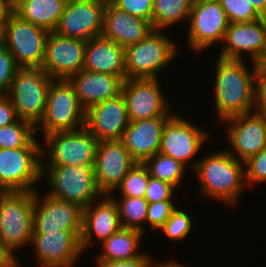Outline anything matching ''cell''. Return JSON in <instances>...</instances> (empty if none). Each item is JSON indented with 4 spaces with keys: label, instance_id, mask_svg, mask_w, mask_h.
I'll return each instance as SVG.
<instances>
[{
    "label": "cell",
    "instance_id": "cell-1",
    "mask_svg": "<svg viewBox=\"0 0 266 267\" xmlns=\"http://www.w3.org/2000/svg\"><path fill=\"white\" fill-rule=\"evenodd\" d=\"M251 64L249 67L245 60L216 58L212 96L217 123L254 111L255 79L260 65Z\"/></svg>",
    "mask_w": 266,
    "mask_h": 267
},
{
    "label": "cell",
    "instance_id": "cell-2",
    "mask_svg": "<svg viewBox=\"0 0 266 267\" xmlns=\"http://www.w3.org/2000/svg\"><path fill=\"white\" fill-rule=\"evenodd\" d=\"M216 149L202 158L198 157L193 171L199 181L198 191L202 198L213 199L233 209L239 205L246 189L244 162L224 148Z\"/></svg>",
    "mask_w": 266,
    "mask_h": 267
},
{
    "label": "cell",
    "instance_id": "cell-3",
    "mask_svg": "<svg viewBox=\"0 0 266 267\" xmlns=\"http://www.w3.org/2000/svg\"><path fill=\"white\" fill-rule=\"evenodd\" d=\"M178 47L176 41L161 30H153L143 40L125 47L126 79L159 78L181 52Z\"/></svg>",
    "mask_w": 266,
    "mask_h": 267
},
{
    "label": "cell",
    "instance_id": "cell-4",
    "mask_svg": "<svg viewBox=\"0 0 266 267\" xmlns=\"http://www.w3.org/2000/svg\"><path fill=\"white\" fill-rule=\"evenodd\" d=\"M93 166L42 165V180L49 185L47 194L84 209L103 196L97 187Z\"/></svg>",
    "mask_w": 266,
    "mask_h": 267
},
{
    "label": "cell",
    "instance_id": "cell-5",
    "mask_svg": "<svg viewBox=\"0 0 266 267\" xmlns=\"http://www.w3.org/2000/svg\"><path fill=\"white\" fill-rule=\"evenodd\" d=\"M86 110L81 106L68 80L53 79L47 92L44 115L36 126L42 137L53 132L85 127Z\"/></svg>",
    "mask_w": 266,
    "mask_h": 267
},
{
    "label": "cell",
    "instance_id": "cell-6",
    "mask_svg": "<svg viewBox=\"0 0 266 267\" xmlns=\"http://www.w3.org/2000/svg\"><path fill=\"white\" fill-rule=\"evenodd\" d=\"M34 191H6L0 198V241L14 253L30 247Z\"/></svg>",
    "mask_w": 266,
    "mask_h": 267
},
{
    "label": "cell",
    "instance_id": "cell-7",
    "mask_svg": "<svg viewBox=\"0 0 266 267\" xmlns=\"http://www.w3.org/2000/svg\"><path fill=\"white\" fill-rule=\"evenodd\" d=\"M52 80L41 67L17 69L6 95L11 99L20 120L35 127L40 123Z\"/></svg>",
    "mask_w": 266,
    "mask_h": 267
},
{
    "label": "cell",
    "instance_id": "cell-8",
    "mask_svg": "<svg viewBox=\"0 0 266 267\" xmlns=\"http://www.w3.org/2000/svg\"><path fill=\"white\" fill-rule=\"evenodd\" d=\"M42 165H94L99 141L86 128L53 132L41 142Z\"/></svg>",
    "mask_w": 266,
    "mask_h": 267
},
{
    "label": "cell",
    "instance_id": "cell-9",
    "mask_svg": "<svg viewBox=\"0 0 266 267\" xmlns=\"http://www.w3.org/2000/svg\"><path fill=\"white\" fill-rule=\"evenodd\" d=\"M49 31L22 19L15 12L0 30V42L19 68L41 67Z\"/></svg>",
    "mask_w": 266,
    "mask_h": 267
},
{
    "label": "cell",
    "instance_id": "cell-10",
    "mask_svg": "<svg viewBox=\"0 0 266 267\" xmlns=\"http://www.w3.org/2000/svg\"><path fill=\"white\" fill-rule=\"evenodd\" d=\"M209 134L175 111L163 128L159 152L173 157L186 168L192 167L193 172L199 160L195 156L201 154L202 147L211 137Z\"/></svg>",
    "mask_w": 266,
    "mask_h": 267
},
{
    "label": "cell",
    "instance_id": "cell-11",
    "mask_svg": "<svg viewBox=\"0 0 266 267\" xmlns=\"http://www.w3.org/2000/svg\"><path fill=\"white\" fill-rule=\"evenodd\" d=\"M188 23L186 45L196 54L221 44L229 25L218 0H193Z\"/></svg>",
    "mask_w": 266,
    "mask_h": 267
},
{
    "label": "cell",
    "instance_id": "cell-12",
    "mask_svg": "<svg viewBox=\"0 0 266 267\" xmlns=\"http://www.w3.org/2000/svg\"><path fill=\"white\" fill-rule=\"evenodd\" d=\"M41 181V147L0 148V185L6 191H35Z\"/></svg>",
    "mask_w": 266,
    "mask_h": 267
},
{
    "label": "cell",
    "instance_id": "cell-13",
    "mask_svg": "<svg viewBox=\"0 0 266 267\" xmlns=\"http://www.w3.org/2000/svg\"><path fill=\"white\" fill-rule=\"evenodd\" d=\"M160 78H127L121 93L125 98L130 121L157 116H172L171 101L162 91Z\"/></svg>",
    "mask_w": 266,
    "mask_h": 267
},
{
    "label": "cell",
    "instance_id": "cell-14",
    "mask_svg": "<svg viewBox=\"0 0 266 267\" xmlns=\"http://www.w3.org/2000/svg\"><path fill=\"white\" fill-rule=\"evenodd\" d=\"M80 235L65 230L33 232L30 246L34 248L37 267H77L84 253Z\"/></svg>",
    "mask_w": 266,
    "mask_h": 267
},
{
    "label": "cell",
    "instance_id": "cell-15",
    "mask_svg": "<svg viewBox=\"0 0 266 267\" xmlns=\"http://www.w3.org/2000/svg\"><path fill=\"white\" fill-rule=\"evenodd\" d=\"M221 45L220 51L217 52L218 58L229 60L247 58V61L250 60L260 66L266 60V30L260 20L229 23ZM246 55L249 56V60Z\"/></svg>",
    "mask_w": 266,
    "mask_h": 267
},
{
    "label": "cell",
    "instance_id": "cell-16",
    "mask_svg": "<svg viewBox=\"0 0 266 267\" xmlns=\"http://www.w3.org/2000/svg\"><path fill=\"white\" fill-rule=\"evenodd\" d=\"M108 0H68L54 32L88 41L102 34L103 12Z\"/></svg>",
    "mask_w": 266,
    "mask_h": 267
},
{
    "label": "cell",
    "instance_id": "cell-17",
    "mask_svg": "<svg viewBox=\"0 0 266 267\" xmlns=\"http://www.w3.org/2000/svg\"><path fill=\"white\" fill-rule=\"evenodd\" d=\"M34 191L33 232H82L83 208L77 204Z\"/></svg>",
    "mask_w": 266,
    "mask_h": 267
},
{
    "label": "cell",
    "instance_id": "cell-18",
    "mask_svg": "<svg viewBox=\"0 0 266 267\" xmlns=\"http://www.w3.org/2000/svg\"><path fill=\"white\" fill-rule=\"evenodd\" d=\"M228 146L225 149L237 160L245 162L266 147V119L253 112L224 120Z\"/></svg>",
    "mask_w": 266,
    "mask_h": 267
},
{
    "label": "cell",
    "instance_id": "cell-19",
    "mask_svg": "<svg viewBox=\"0 0 266 267\" xmlns=\"http://www.w3.org/2000/svg\"><path fill=\"white\" fill-rule=\"evenodd\" d=\"M87 41L49 32L41 68L52 79L67 80L83 70Z\"/></svg>",
    "mask_w": 266,
    "mask_h": 267
},
{
    "label": "cell",
    "instance_id": "cell-20",
    "mask_svg": "<svg viewBox=\"0 0 266 267\" xmlns=\"http://www.w3.org/2000/svg\"><path fill=\"white\" fill-rule=\"evenodd\" d=\"M136 163L121 140L99 141L93 169L102 195L115 192Z\"/></svg>",
    "mask_w": 266,
    "mask_h": 267
},
{
    "label": "cell",
    "instance_id": "cell-21",
    "mask_svg": "<svg viewBox=\"0 0 266 267\" xmlns=\"http://www.w3.org/2000/svg\"><path fill=\"white\" fill-rule=\"evenodd\" d=\"M120 228L118 208L114 200L109 195H103L93 201L83 209L80 235L83 252L89 251V247L96 243L101 244Z\"/></svg>",
    "mask_w": 266,
    "mask_h": 267
},
{
    "label": "cell",
    "instance_id": "cell-22",
    "mask_svg": "<svg viewBox=\"0 0 266 267\" xmlns=\"http://www.w3.org/2000/svg\"><path fill=\"white\" fill-rule=\"evenodd\" d=\"M129 123L126 101L122 93L86 110L85 127L98 141L121 140Z\"/></svg>",
    "mask_w": 266,
    "mask_h": 267
},
{
    "label": "cell",
    "instance_id": "cell-23",
    "mask_svg": "<svg viewBox=\"0 0 266 267\" xmlns=\"http://www.w3.org/2000/svg\"><path fill=\"white\" fill-rule=\"evenodd\" d=\"M171 116H157L130 121L122 143L137 163H144L159 152L163 128Z\"/></svg>",
    "mask_w": 266,
    "mask_h": 267
},
{
    "label": "cell",
    "instance_id": "cell-24",
    "mask_svg": "<svg viewBox=\"0 0 266 267\" xmlns=\"http://www.w3.org/2000/svg\"><path fill=\"white\" fill-rule=\"evenodd\" d=\"M153 30L149 20L130 15L107 1L103 12V37L125 48L143 40Z\"/></svg>",
    "mask_w": 266,
    "mask_h": 267
},
{
    "label": "cell",
    "instance_id": "cell-25",
    "mask_svg": "<svg viewBox=\"0 0 266 267\" xmlns=\"http://www.w3.org/2000/svg\"><path fill=\"white\" fill-rule=\"evenodd\" d=\"M67 80L85 110H88L92 105L119 95L123 84L120 77L84 69Z\"/></svg>",
    "mask_w": 266,
    "mask_h": 267
},
{
    "label": "cell",
    "instance_id": "cell-26",
    "mask_svg": "<svg viewBox=\"0 0 266 267\" xmlns=\"http://www.w3.org/2000/svg\"><path fill=\"white\" fill-rule=\"evenodd\" d=\"M124 47L102 35L87 41L84 70L111 74L126 79Z\"/></svg>",
    "mask_w": 266,
    "mask_h": 267
},
{
    "label": "cell",
    "instance_id": "cell-27",
    "mask_svg": "<svg viewBox=\"0 0 266 267\" xmlns=\"http://www.w3.org/2000/svg\"><path fill=\"white\" fill-rule=\"evenodd\" d=\"M68 0H22L14 12L33 25L53 32Z\"/></svg>",
    "mask_w": 266,
    "mask_h": 267
},
{
    "label": "cell",
    "instance_id": "cell-28",
    "mask_svg": "<svg viewBox=\"0 0 266 267\" xmlns=\"http://www.w3.org/2000/svg\"><path fill=\"white\" fill-rule=\"evenodd\" d=\"M143 236L145 234L141 231L121 227L99 244L101 245L100 252L98 251L95 259L127 260L141 256L144 253L140 247Z\"/></svg>",
    "mask_w": 266,
    "mask_h": 267
},
{
    "label": "cell",
    "instance_id": "cell-29",
    "mask_svg": "<svg viewBox=\"0 0 266 267\" xmlns=\"http://www.w3.org/2000/svg\"><path fill=\"white\" fill-rule=\"evenodd\" d=\"M193 0H154L151 24L154 30L167 31L180 23L188 24Z\"/></svg>",
    "mask_w": 266,
    "mask_h": 267
},
{
    "label": "cell",
    "instance_id": "cell-30",
    "mask_svg": "<svg viewBox=\"0 0 266 267\" xmlns=\"http://www.w3.org/2000/svg\"><path fill=\"white\" fill-rule=\"evenodd\" d=\"M117 205L122 228L141 231L146 234V218L149 203L145 198L109 195Z\"/></svg>",
    "mask_w": 266,
    "mask_h": 267
},
{
    "label": "cell",
    "instance_id": "cell-31",
    "mask_svg": "<svg viewBox=\"0 0 266 267\" xmlns=\"http://www.w3.org/2000/svg\"><path fill=\"white\" fill-rule=\"evenodd\" d=\"M143 164L147 167L151 177L166 181L176 189L181 188L186 171L189 170L173 157L163 155L160 152L149 157Z\"/></svg>",
    "mask_w": 266,
    "mask_h": 267
},
{
    "label": "cell",
    "instance_id": "cell-32",
    "mask_svg": "<svg viewBox=\"0 0 266 267\" xmlns=\"http://www.w3.org/2000/svg\"><path fill=\"white\" fill-rule=\"evenodd\" d=\"M36 127L24 120L0 128V148L14 149L22 147H41L38 141Z\"/></svg>",
    "mask_w": 266,
    "mask_h": 267
},
{
    "label": "cell",
    "instance_id": "cell-33",
    "mask_svg": "<svg viewBox=\"0 0 266 267\" xmlns=\"http://www.w3.org/2000/svg\"><path fill=\"white\" fill-rule=\"evenodd\" d=\"M149 181V172L143 163H136L124 176L121 184L111 194L144 198ZM119 191V192H117Z\"/></svg>",
    "mask_w": 266,
    "mask_h": 267
},
{
    "label": "cell",
    "instance_id": "cell-34",
    "mask_svg": "<svg viewBox=\"0 0 266 267\" xmlns=\"http://www.w3.org/2000/svg\"><path fill=\"white\" fill-rule=\"evenodd\" d=\"M190 215L192 214H189L185 209L183 211V208H179L178 205L172 211L169 219L160 229H158V231L161 230V233H164V235L172 242H183L189 237L193 229L194 220Z\"/></svg>",
    "mask_w": 266,
    "mask_h": 267
},
{
    "label": "cell",
    "instance_id": "cell-35",
    "mask_svg": "<svg viewBox=\"0 0 266 267\" xmlns=\"http://www.w3.org/2000/svg\"><path fill=\"white\" fill-rule=\"evenodd\" d=\"M229 23H248L259 20L260 14L250 0H218Z\"/></svg>",
    "mask_w": 266,
    "mask_h": 267
},
{
    "label": "cell",
    "instance_id": "cell-36",
    "mask_svg": "<svg viewBox=\"0 0 266 267\" xmlns=\"http://www.w3.org/2000/svg\"><path fill=\"white\" fill-rule=\"evenodd\" d=\"M245 183L247 188L266 182V147L244 162ZM254 185V186H253Z\"/></svg>",
    "mask_w": 266,
    "mask_h": 267
},
{
    "label": "cell",
    "instance_id": "cell-37",
    "mask_svg": "<svg viewBox=\"0 0 266 267\" xmlns=\"http://www.w3.org/2000/svg\"><path fill=\"white\" fill-rule=\"evenodd\" d=\"M177 207L175 200H165L149 203L147 210L146 226L151 231H158L169 219L172 211ZM149 224V225H148Z\"/></svg>",
    "mask_w": 266,
    "mask_h": 267
},
{
    "label": "cell",
    "instance_id": "cell-38",
    "mask_svg": "<svg viewBox=\"0 0 266 267\" xmlns=\"http://www.w3.org/2000/svg\"><path fill=\"white\" fill-rule=\"evenodd\" d=\"M18 68L13 55L0 42V95H6Z\"/></svg>",
    "mask_w": 266,
    "mask_h": 267
},
{
    "label": "cell",
    "instance_id": "cell-39",
    "mask_svg": "<svg viewBox=\"0 0 266 267\" xmlns=\"http://www.w3.org/2000/svg\"><path fill=\"white\" fill-rule=\"evenodd\" d=\"M177 189L166 181L153 178L149 175V181L145 192V199L148 203H154L165 200H174Z\"/></svg>",
    "mask_w": 266,
    "mask_h": 267
},
{
    "label": "cell",
    "instance_id": "cell-40",
    "mask_svg": "<svg viewBox=\"0 0 266 267\" xmlns=\"http://www.w3.org/2000/svg\"><path fill=\"white\" fill-rule=\"evenodd\" d=\"M118 9L151 22L154 0H109Z\"/></svg>",
    "mask_w": 266,
    "mask_h": 267
},
{
    "label": "cell",
    "instance_id": "cell-41",
    "mask_svg": "<svg viewBox=\"0 0 266 267\" xmlns=\"http://www.w3.org/2000/svg\"><path fill=\"white\" fill-rule=\"evenodd\" d=\"M155 258L152 254L144 251L141 256L127 259V260H102L96 259L94 261L96 267H155Z\"/></svg>",
    "mask_w": 266,
    "mask_h": 267
},
{
    "label": "cell",
    "instance_id": "cell-42",
    "mask_svg": "<svg viewBox=\"0 0 266 267\" xmlns=\"http://www.w3.org/2000/svg\"><path fill=\"white\" fill-rule=\"evenodd\" d=\"M254 112L266 119V70L262 66L255 79Z\"/></svg>",
    "mask_w": 266,
    "mask_h": 267
},
{
    "label": "cell",
    "instance_id": "cell-43",
    "mask_svg": "<svg viewBox=\"0 0 266 267\" xmlns=\"http://www.w3.org/2000/svg\"><path fill=\"white\" fill-rule=\"evenodd\" d=\"M18 119L11 99L7 95H0V128L12 124Z\"/></svg>",
    "mask_w": 266,
    "mask_h": 267
},
{
    "label": "cell",
    "instance_id": "cell-44",
    "mask_svg": "<svg viewBox=\"0 0 266 267\" xmlns=\"http://www.w3.org/2000/svg\"><path fill=\"white\" fill-rule=\"evenodd\" d=\"M20 261L18 255L0 241V267H15Z\"/></svg>",
    "mask_w": 266,
    "mask_h": 267
},
{
    "label": "cell",
    "instance_id": "cell-45",
    "mask_svg": "<svg viewBox=\"0 0 266 267\" xmlns=\"http://www.w3.org/2000/svg\"><path fill=\"white\" fill-rule=\"evenodd\" d=\"M13 12L14 7L10 4L9 0H0V30Z\"/></svg>",
    "mask_w": 266,
    "mask_h": 267
},
{
    "label": "cell",
    "instance_id": "cell-46",
    "mask_svg": "<svg viewBox=\"0 0 266 267\" xmlns=\"http://www.w3.org/2000/svg\"><path fill=\"white\" fill-rule=\"evenodd\" d=\"M179 260H176V258L168 259L165 261H156L155 267H189L188 265H184V263H179Z\"/></svg>",
    "mask_w": 266,
    "mask_h": 267
},
{
    "label": "cell",
    "instance_id": "cell-47",
    "mask_svg": "<svg viewBox=\"0 0 266 267\" xmlns=\"http://www.w3.org/2000/svg\"><path fill=\"white\" fill-rule=\"evenodd\" d=\"M254 9L260 14L266 7V0H250Z\"/></svg>",
    "mask_w": 266,
    "mask_h": 267
},
{
    "label": "cell",
    "instance_id": "cell-48",
    "mask_svg": "<svg viewBox=\"0 0 266 267\" xmlns=\"http://www.w3.org/2000/svg\"><path fill=\"white\" fill-rule=\"evenodd\" d=\"M259 20L261 21L262 25L264 26L266 30V7L265 9L260 13Z\"/></svg>",
    "mask_w": 266,
    "mask_h": 267
},
{
    "label": "cell",
    "instance_id": "cell-49",
    "mask_svg": "<svg viewBox=\"0 0 266 267\" xmlns=\"http://www.w3.org/2000/svg\"><path fill=\"white\" fill-rule=\"evenodd\" d=\"M22 0H9L10 4L15 7L18 3H20Z\"/></svg>",
    "mask_w": 266,
    "mask_h": 267
},
{
    "label": "cell",
    "instance_id": "cell-50",
    "mask_svg": "<svg viewBox=\"0 0 266 267\" xmlns=\"http://www.w3.org/2000/svg\"><path fill=\"white\" fill-rule=\"evenodd\" d=\"M6 192V190L0 185V198Z\"/></svg>",
    "mask_w": 266,
    "mask_h": 267
},
{
    "label": "cell",
    "instance_id": "cell-51",
    "mask_svg": "<svg viewBox=\"0 0 266 267\" xmlns=\"http://www.w3.org/2000/svg\"><path fill=\"white\" fill-rule=\"evenodd\" d=\"M15 267H25V266L22 265L21 262H19Z\"/></svg>",
    "mask_w": 266,
    "mask_h": 267
},
{
    "label": "cell",
    "instance_id": "cell-52",
    "mask_svg": "<svg viewBox=\"0 0 266 267\" xmlns=\"http://www.w3.org/2000/svg\"><path fill=\"white\" fill-rule=\"evenodd\" d=\"M261 66L266 70V60L264 61V63Z\"/></svg>",
    "mask_w": 266,
    "mask_h": 267
}]
</instances>
